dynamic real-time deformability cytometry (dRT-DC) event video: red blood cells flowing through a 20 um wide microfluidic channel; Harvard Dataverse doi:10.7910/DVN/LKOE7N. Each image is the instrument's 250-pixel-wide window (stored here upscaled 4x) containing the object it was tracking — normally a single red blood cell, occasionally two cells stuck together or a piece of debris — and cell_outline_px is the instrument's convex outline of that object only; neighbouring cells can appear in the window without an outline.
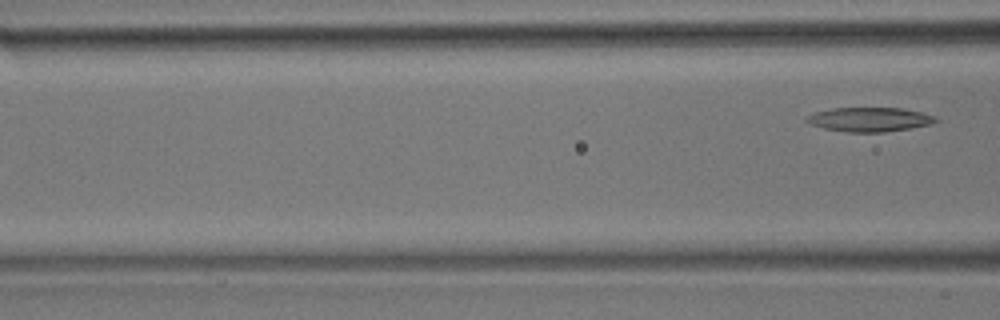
{"species": "common noctule bat (a hibernating species)", "species_latin": "Nyctalus noctula", "temperature_condition": "room temperature", "stored_images_in_passage": 3, "camera_frame_rate_fps": 3000, "um_per_image_px": 0.085, "animal": {"sex": "male", "body_mass_g": 17.9}, "frame": {"image": 1, "passage_image": 3, "time_ms": 0.667, "image_size_px": [1000, 320], "cell_outline_px": [[940, 120], [932, 124], [912, 128], [884, 132], [844, 132], [824, 128], [812, 124], [804, 120], [808, 116], [816, 112], [832, 108], [900, 108], [920, 112], [936, 116]], "centroid_in_image_um": [73.96, 10.16], "position_along_channel_um": 92.6, "area_um2": 18.21}}